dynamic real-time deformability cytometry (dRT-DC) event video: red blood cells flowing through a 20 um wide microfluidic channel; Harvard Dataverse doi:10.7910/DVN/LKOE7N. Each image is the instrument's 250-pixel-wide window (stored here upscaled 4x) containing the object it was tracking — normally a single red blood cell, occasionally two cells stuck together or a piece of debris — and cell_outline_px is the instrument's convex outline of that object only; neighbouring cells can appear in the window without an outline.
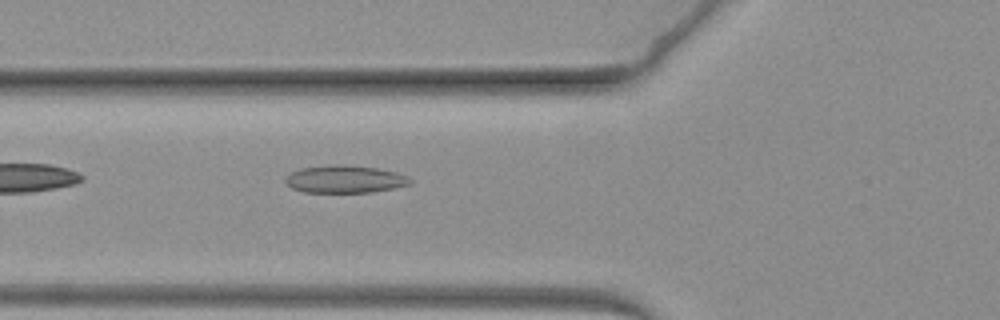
{"species": "common noctule bat (a hibernating species)", "species_latin": "Nyctalus noctula", "temperature_condition": "warm", "stored_images_in_passage": 38, "camera_frame_rate_fps": 3000, "um_per_image_px": 0.085, "animal": {"sex": "female", "body_mass_g": 19.3, "forearm_length_mm": 54.1}, "frame": {"image": 1, "passage_image": 3, "time_ms": 0.667, "image_size_px": [1000, 320], "cell_outline_px": [[412, 184], [372, 192], [304, 192], [292, 188], [284, 180], [284, 176], [300, 168], [332, 164], [340, 164], [376, 168], [396, 172], [408, 176], [412, 180]], "centroid_in_image_um": [29.3, 15.22], "position_along_channel_um": 96.5, "area_um2": 20.06}}
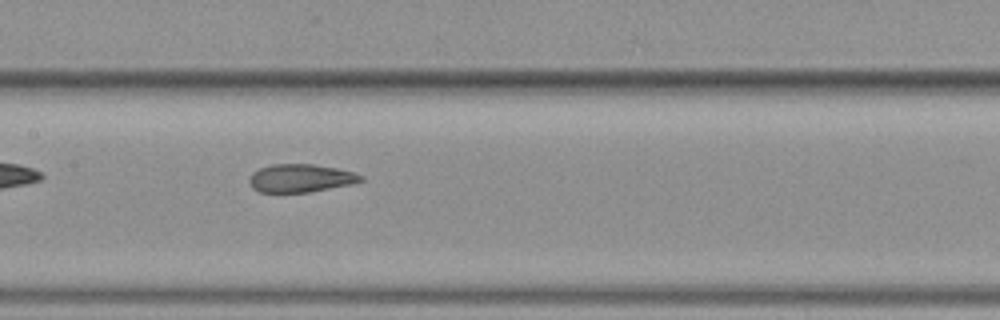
{"frame": {"image": 2, "passage_image": 11, "time_ms": 3.333, "image_size_px": [1000, 320], "cell_outline_px": [[364, 180], [352, 184], [308, 192], [260, 192], [252, 188], [248, 180], [252, 172], [260, 168], [272, 164], [312, 164], [336, 168], [352, 172], [364, 176]], "centroid_in_image_um": [25.53, 15.14], "position_along_channel_um": 181.9, "area_um2": 18.21}}
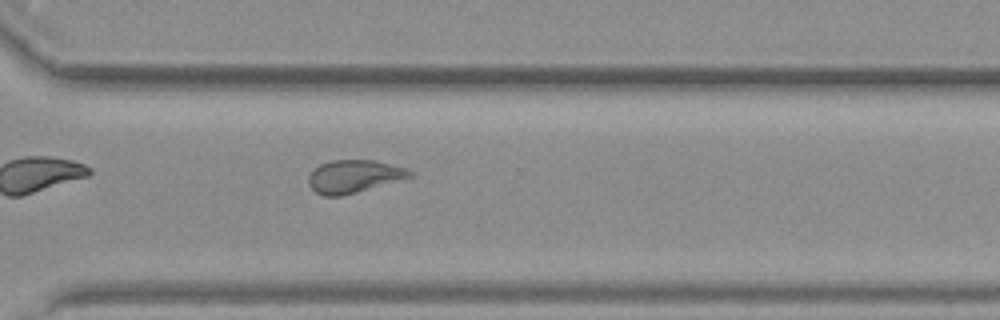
{"frame": {"image": 3, "passage_image": 26, "time_ms": 8.333, "image_size_px": [1000, 320], "cell_outline_px": [[416, 176], [356, 192], [340, 196], [324, 196], [316, 192], [308, 184], [308, 176], [320, 164], [332, 160], [372, 160], [408, 168]], "centroid_in_image_um": [30.11, 14.99], "position_along_channel_um": 340.5, "area_um2": 19.31}}